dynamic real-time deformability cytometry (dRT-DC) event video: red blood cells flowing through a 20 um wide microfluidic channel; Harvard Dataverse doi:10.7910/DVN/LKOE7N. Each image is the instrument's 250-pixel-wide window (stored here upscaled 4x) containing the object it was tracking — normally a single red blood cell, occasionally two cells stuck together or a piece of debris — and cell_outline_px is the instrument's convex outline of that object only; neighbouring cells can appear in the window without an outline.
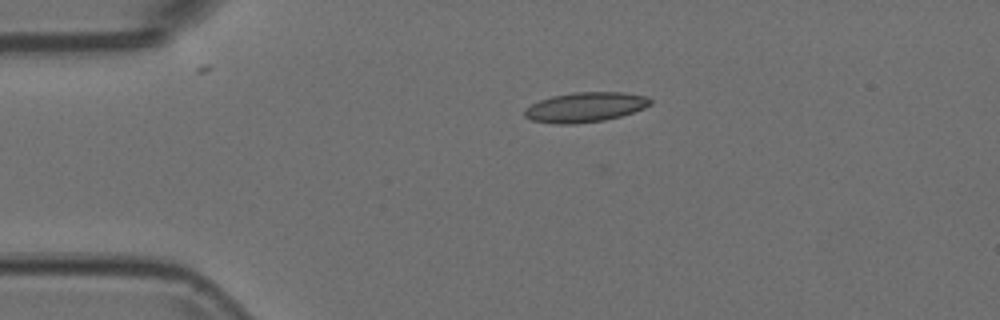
{"species": "Egyptian fruit bat (a non-hibernating species)", "species_latin": "Rousettus aegyptiacus", "temperature_condition": "room temperature", "stored_images_in_passage": 38, "camera_frame_rate_fps": 3000, "um_per_image_px": 0.085, "animal": {"sex": "female"}, "frame": {"image": 1, "passage_image": 1, "time_ms": 0.0, "image_size_px": [1000, 320], "cell_outline_px": [[652, 104], [644, 108], [620, 116], [604, 120], [572, 124], [556, 124], [532, 120], [524, 116], [524, 108], [540, 100], [552, 96], [572, 92], [624, 92], [648, 96], [652, 100]], "centroid_in_image_um": [49.75, 9.1], "position_along_channel_um": 35.2, "area_um2": 21.91}}
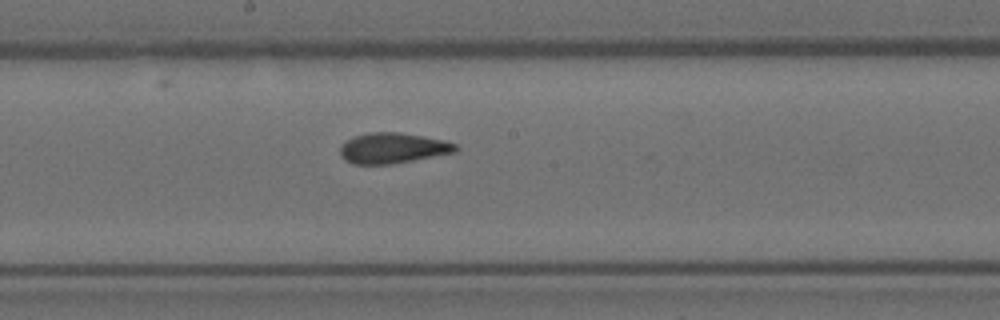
{"frame": {"image": 2, "passage_image": 18, "time_ms": 5.667, "image_size_px": [1000, 320], "cell_outline_px": [[460, 148], [456, 152], [392, 164], [352, 164], [344, 160], [340, 156], [340, 148], [352, 136], [368, 132], [400, 132], [424, 136], [444, 140], [456, 144]], "centroid_in_image_um": [33.39, 12.58], "position_along_channel_um": 214.8, "area_um2": 20.69}}
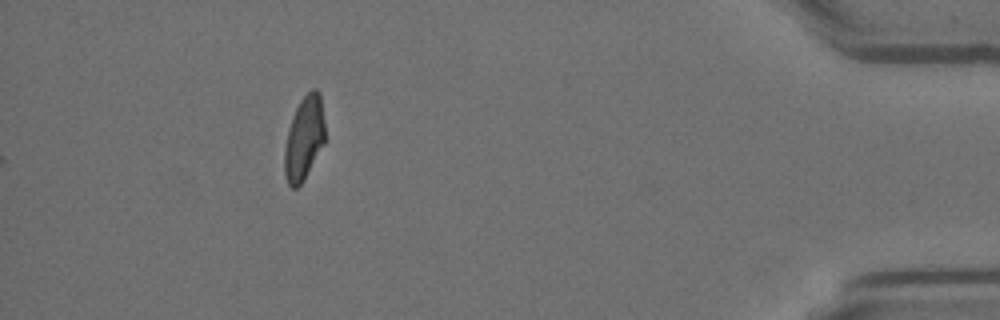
{"frame": {"image": 3, "passage_image": 38, "time_ms": 12.333, "image_size_px": [1000, 320], "cell_outline_px": [[324, 144], [304, 180], [296, 188], [292, 188], [288, 184], [284, 172], [284, 148], [288, 128], [292, 116], [300, 100], [312, 88], [316, 88], [320, 92], [324, 124]], "centroid_in_image_um": [25.84, 11.75], "position_along_channel_um": 409.4, "area_um2": 19.83}}